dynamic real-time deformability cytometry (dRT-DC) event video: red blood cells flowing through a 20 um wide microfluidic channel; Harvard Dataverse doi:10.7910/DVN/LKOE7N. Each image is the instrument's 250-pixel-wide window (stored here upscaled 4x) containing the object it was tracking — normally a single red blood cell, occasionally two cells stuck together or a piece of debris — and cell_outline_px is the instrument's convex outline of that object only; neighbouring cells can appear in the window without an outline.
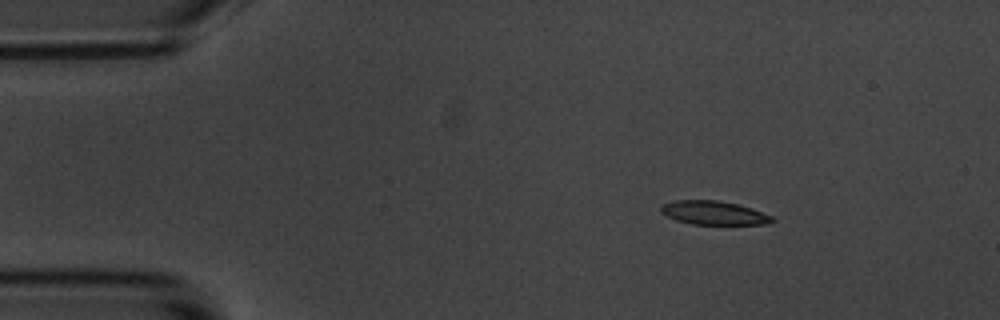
{"species": "common noctule bat (a hibernating species)", "species_latin": "Nyctalus noctula", "temperature_condition": "room temperature", "stored_images_in_passage": 3, "camera_frame_rate_fps": 3000, "um_per_image_px": 0.085, "animal": {"sex": "male", "body_mass_g": 20.1, "forearm_length_mm": 53.5}, "frame": {"image": 1, "passage_image": 1, "time_ms": 0.0, "image_size_px": [1000, 320], "cell_outline_px": [[776, 220], [768, 224], [692, 224], [676, 220], [660, 212], [660, 204], [676, 200], [720, 200], [740, 204], [752, 208], [772, 216]], "centroid_in_image_um": [60.67, 18.08], "position_along_channel_um": 24.3, "area_um2": 15.55}}